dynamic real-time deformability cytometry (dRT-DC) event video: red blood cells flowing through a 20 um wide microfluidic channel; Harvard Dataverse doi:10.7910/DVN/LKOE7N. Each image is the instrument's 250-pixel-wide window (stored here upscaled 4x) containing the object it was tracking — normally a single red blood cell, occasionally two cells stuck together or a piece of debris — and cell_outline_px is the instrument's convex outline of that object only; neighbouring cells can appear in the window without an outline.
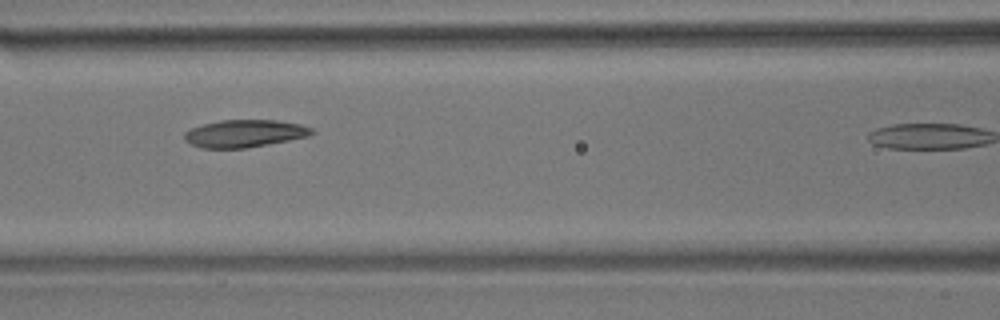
{"species": "common noctule bat (a hibernating species)", "species_latin": "Nyctalus noctula", "temperature_condition": "room temperature", "stored_images_in_passage": 5, "camera_frame_rate_fps": 3000, "um_per_image_px": 0.085, "animal": {"sex": "male", "body_mass_g": 17.9}, "frame": {"image": 1, "passage_image": 4, "time_ms": 1.0, "image_size_px": [1000, 320], "cell_outline_px": [[316, 132], [308, 136], [268, 144], [244, 148], [204, 148], [192, 144], [184, 140], [184, 132], [192, 128], [204, 124], [220, 120], [276, 120], [300, 124], [312, 128]], "centroid_in_image_um": [20.8, 11.34], "position_along_channel_um": 145.8, "area_um2": 20.23}}